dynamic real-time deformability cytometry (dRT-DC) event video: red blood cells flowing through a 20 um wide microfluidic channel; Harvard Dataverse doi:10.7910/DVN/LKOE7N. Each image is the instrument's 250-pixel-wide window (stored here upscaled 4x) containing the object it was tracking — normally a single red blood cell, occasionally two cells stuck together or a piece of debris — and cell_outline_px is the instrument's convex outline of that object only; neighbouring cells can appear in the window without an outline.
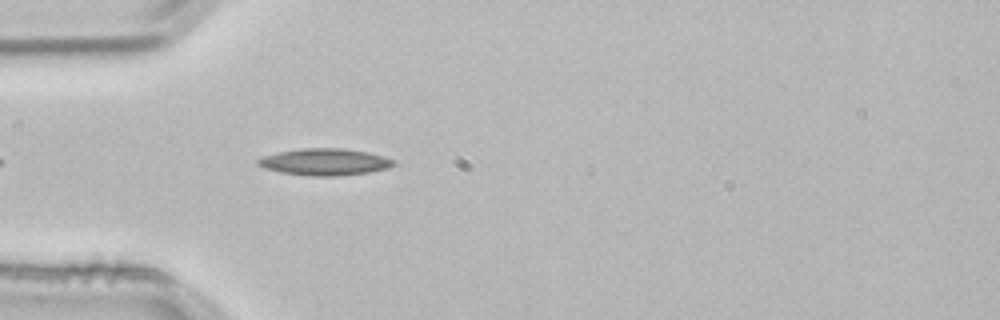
{"species": "common noctule bat (a hibernating species)", "species_latin": "Nyctalus noctula", "temperature_condition": "room temperature", "stored_images_in_passage": 3, "camera_frame_rate_fps": 3000, "um_per_image_px": 0.085, "animal": {"sex": "male", "body_mass_g": 21.5, "forearm_length_mm": 52.0}, "frame": {"image": 1, "passage_image": 3, "time_ms": 0.667, "image_size_px": [1000, 320], "cell_outline_px": [[396, 164], [388, 168], [368, 172], [340, 176], [308, 176], [280, 172], [264, 168], [256, 164], [256, 160], [264, 156], [280, 152], [300, 148], [344, 148], [368, 152], [396, 160]], "centroid_in_image_um": [27.61, 13.77], "position_along_channel_um": 57.4, "area_um2": 21.27}}